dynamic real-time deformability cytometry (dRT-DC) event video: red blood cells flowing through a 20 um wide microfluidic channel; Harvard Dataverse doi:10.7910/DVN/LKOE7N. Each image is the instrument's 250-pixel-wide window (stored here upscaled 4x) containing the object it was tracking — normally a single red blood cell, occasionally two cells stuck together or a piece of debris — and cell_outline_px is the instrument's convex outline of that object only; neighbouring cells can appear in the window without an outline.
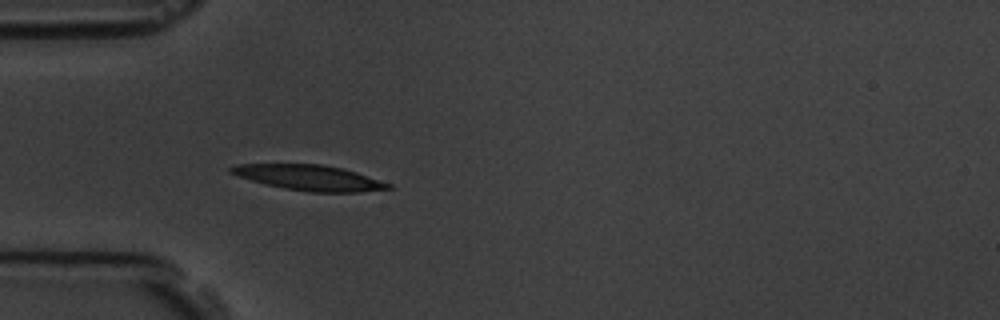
{"species": "common noctule bat (a hibernating species)", "species_latin": "Nyctalus noctula", "temperature_condition": "room temperature", "stored_images_in_passage": 5, "camera_frame_rate_fps": 3000, "um_per_image_px": 0.085, "animal": {"sex": "male", "body_mass_g": 19.5, "forearm_length_mm": 54.6}, "frame": {"image": 1, "passage_image": 5, "time_ms": 5.667, "image_size_px": [1000, 320], "cell_outline_px": [[392, 188], [360, 192], [308, 192], [284, 188], [264, 184], [228, 172], [228, 168], [236, 164], [320, 164], [340, 168], [356, 172], [392, 184]], "centroid_in_image_um": [26.28, 15.1], "position_along_channel_um": 58.7, "area_um2": 23.12}}